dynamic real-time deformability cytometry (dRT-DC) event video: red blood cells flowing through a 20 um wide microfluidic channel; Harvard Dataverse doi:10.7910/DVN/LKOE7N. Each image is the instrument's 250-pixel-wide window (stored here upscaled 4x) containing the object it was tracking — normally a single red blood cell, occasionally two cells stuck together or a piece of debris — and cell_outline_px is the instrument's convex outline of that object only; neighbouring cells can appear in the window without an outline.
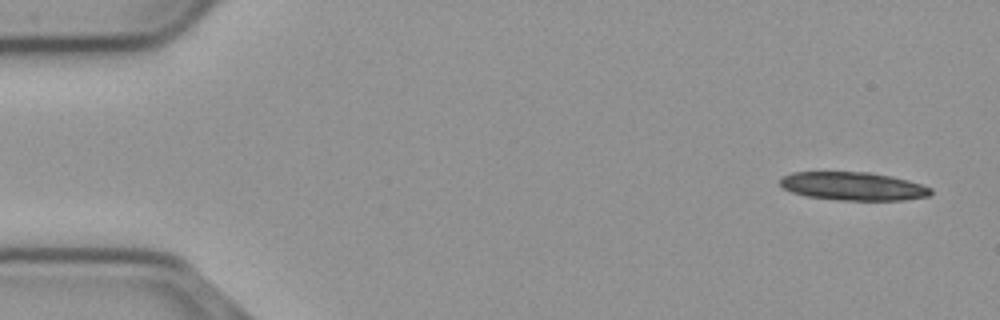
{"species": "common noctule bat (a hibernating species)", "species_latin": "Nyctalus noctula", "temperature_condition": "cold", "stored_images_in_passage": 13, "camera_frame_rate_fps": 3000, "um_per_image_px": 0.085, "animal": {"sex": "male", "body_mass_g": 23.1, "forearm_length_mm": 52.7}, "frame": {"image": 1, "passage_image": 1, "time_ms": 0.0, "image_size_px": [1000, 320], "cell_outline_px": [[932, 192], [928, 196], [904, 200], [840, 200], [808, 196], [792, 192], [784, 188], [780, 184], [780, 176], [792, 172], [868, 172], [892, 176], [908, 180], [932, 188]], "centroid_in_image_um": [72.51, 15.82], "position_along_channel_um": 12.5, "area_um2": 24.8}}